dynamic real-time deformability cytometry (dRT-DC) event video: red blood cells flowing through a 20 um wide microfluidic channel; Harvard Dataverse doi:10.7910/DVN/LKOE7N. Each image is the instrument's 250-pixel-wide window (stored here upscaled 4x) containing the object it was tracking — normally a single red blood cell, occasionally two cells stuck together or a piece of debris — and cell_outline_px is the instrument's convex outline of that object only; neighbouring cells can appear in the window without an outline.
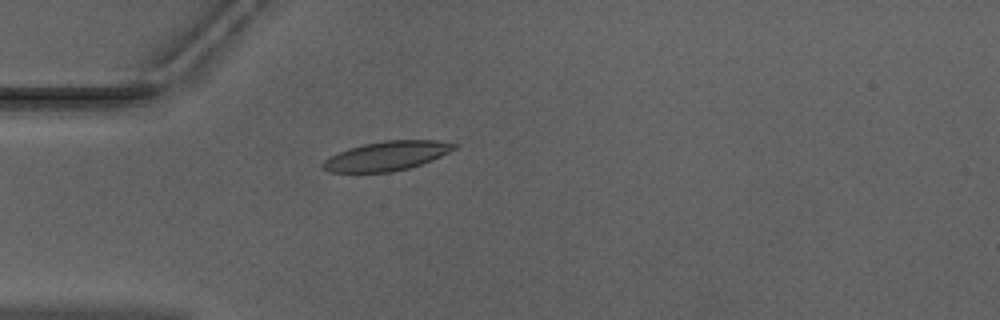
{"species": "Egyptian fruit bat (a non-hibernating species)", "species_latin": "Rousettus aegyptiacus", "temperature_condition": "warm", "stored_images_in_passage": 38, "camera_frame_rate_fps": 3000, "um_per_image_px": 0.085, "animal": {"sex": "male"}, "frame": {"image": 1, "passage_image": 1, "time_ms": 0.0, "image_size_px": [1000, 320], "cell_outline_px": [[460, 144], [456, 148], [432, 160], [408, 168], [392, 172], [328, 172], [320, 168], [320, 164], [328, 156], [348, 148], [364, 144], [384, 140], [436, 140]], "centroid_in_image_um": [32.82, 13.25], "position_along_channel_um": 52.2, "area_um2": 22.54}}
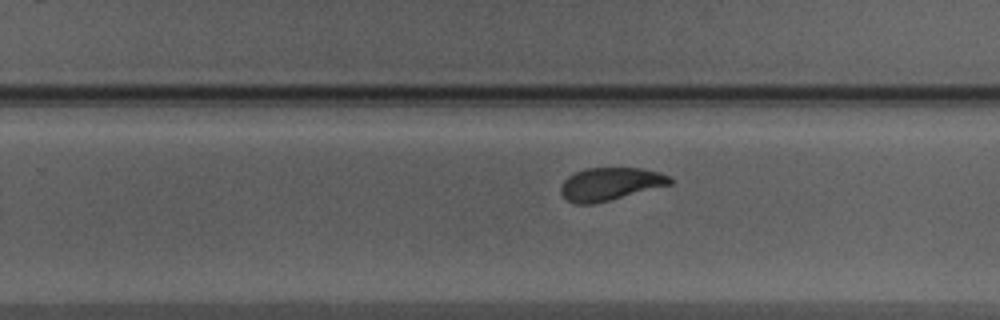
{"frame": {"image": 2, "passage_image": 19, "time_ms": 6.0, "image_size_px": [1000, 320], "cell_outline_px": [[672, 184], [592, 204], [576, 204], [568, 200], [560, 192], [560, 184], [568, 176], [584, 168], [640, 168], [660, 172], [668, 176], [672, 180]], "centroid_in_image_um": [51.84, 15.63], "position_along_channel_um": 278.0, "area_um2": 20.69}}
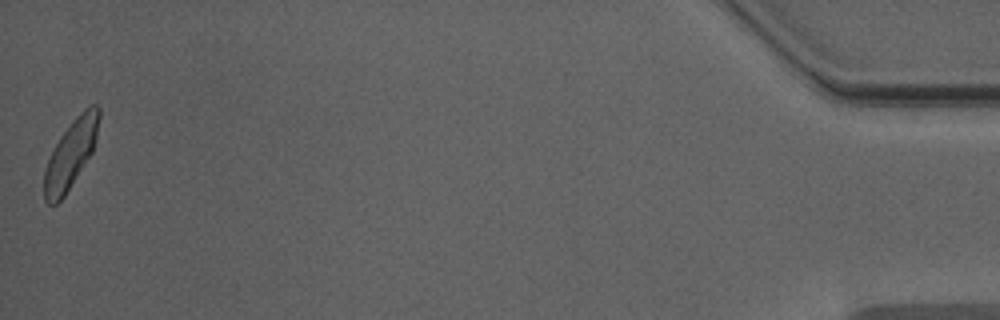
{"frame": {"image": 3, "passage_image": 38, "time_ms": 12.333, "image_size_px": [1000, 320], "cell_outline_px": [[100, 116], [96, 140], [92, 152], [64, 196], [56, 204], [48, 204], [44, 200], [44, 168], [60, 136], [76, 116], [84, 108], [92, 104], [96, 104], [100, 108]], "centroid_in_image_um": [6.02, 13.07], "position_along_channel_um": 429.2, "area_um2": 21.5}, "authors_computed_cell_mechanics": {"area_um2": 21.7039, "velocity_mm_per_s": 3.9306, "shape_relaxation_time_tau1_ms": 2.9371, "shape_relaxation_time_tau2_ms": 1.0955, "deformation_change_tau1": 0.1284, "deformation_change_tau2": 0.0599}}